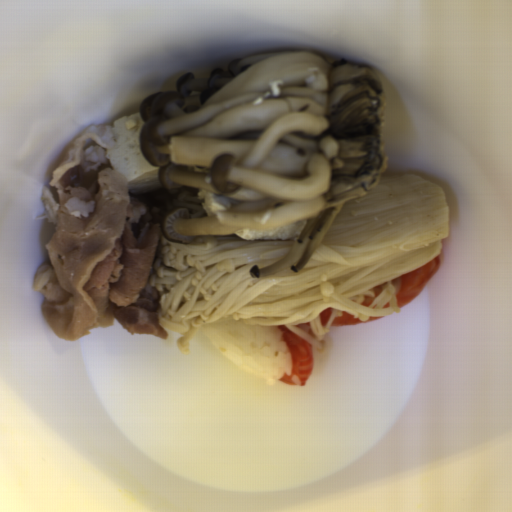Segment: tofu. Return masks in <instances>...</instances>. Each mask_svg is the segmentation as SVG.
<instances>
[{
    "label": "tofu",
    "mask_w": 512,
    "mask_h": 512,
    "mask_svg": "<svg viewBox=\"0 0 512 512\" xmlns=\"http://www.w3.org/2000/svg\"><path fill=\"white\" fill-rule=\"evenodd\" d=\"M145 123L139 112L114 120L109 141L101 149V155L109 160L116 179L135 195L162 189L158 182V166L149 164L141 153L140 134Z\"/></svg>",
    "instance_id": "obj_1"
}]
</instances>
